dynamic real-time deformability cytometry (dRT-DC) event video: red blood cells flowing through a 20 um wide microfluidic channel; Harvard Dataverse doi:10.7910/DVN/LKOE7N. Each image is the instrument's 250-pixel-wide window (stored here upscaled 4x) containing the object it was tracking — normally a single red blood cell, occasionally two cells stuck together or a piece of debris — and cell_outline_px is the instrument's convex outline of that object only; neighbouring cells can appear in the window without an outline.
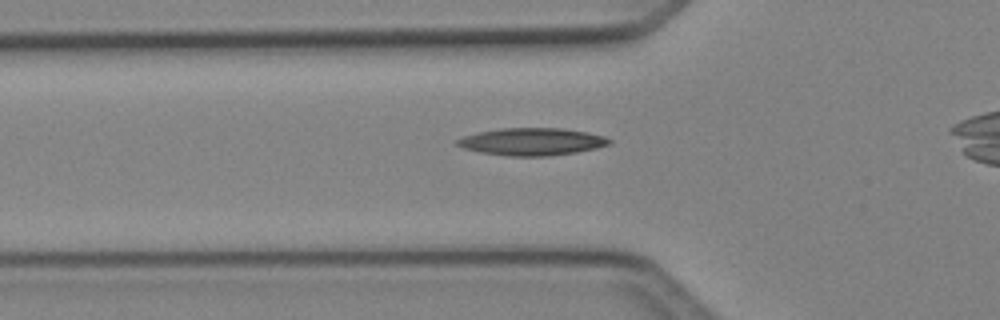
{"species": "Egyptian fruit bat (a non-hibernating species)", "species_latin": "Rousettus aegyptiacus", "temperature_condition": "cold", "stored_images_in_passage": 37, "camera_frame_rate_fps": 3000, "um_per_image_px": 0.085, "animal": {"sex": "female"}, "frame": {"image": 1, "passage_image": 11, "time_ms": 3.333, "image_size_px": [1000, 320], "cell_outline_px": [[612, 144], [596, 148], [576, 152], [548, 156], [508, 156], [480, 152], [464, 148], [456, 144], [456, 140], [464, 136], [476, 132], [500, 128], [560, 128], [588, 132], [604, 136], [612, 140]], "centroid_in_image_um": [45.23, 12.04], "position_along_channel_um": 80.6, "area_um2": 24.33}}
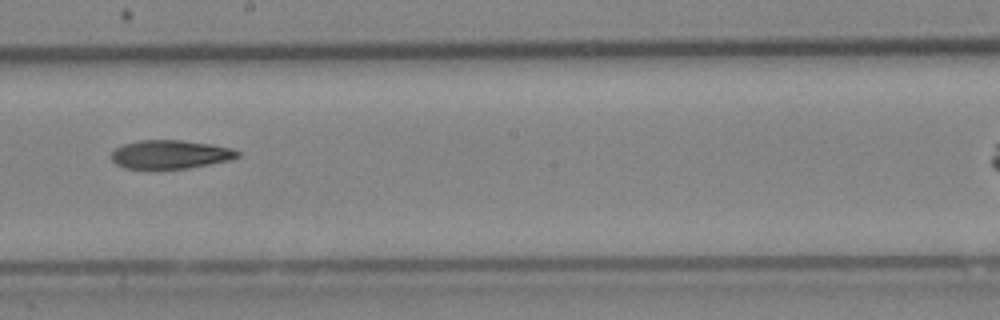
{"frame": {"image": 2, "passage_image": 22, "time_ms": 7.0, "image_size_px": [1000, 320], "cell_outline_px": [[240, 156], [232, 160], [188, 168], [124, 168], [116, 164], [112, 160], [112, 152], [116, 148], [124, 144], [140, 140], [184, 140], [212, 144], [232, 148], [240, 152]], "centroid_in_image_um": [14.52, 13.11], "position_along_channel_um": 233.7, "area_um2": 21.04}}
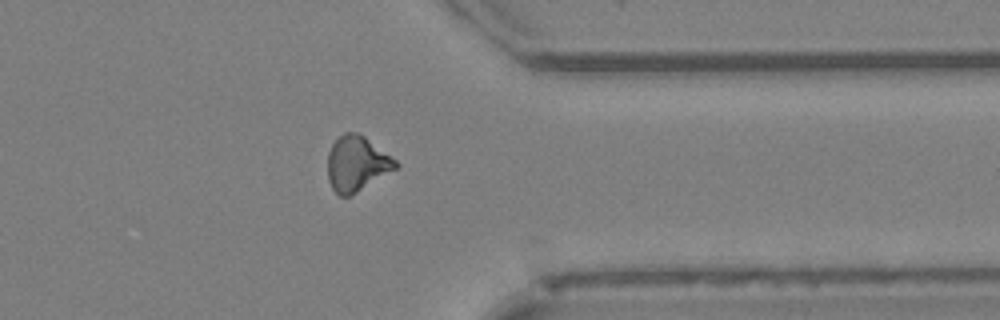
{"frame": {"image": 3, "passage_image": 33, "time_ms": 10.667, "image_size_px": [1000, 320], "cell_outline_px": [[400, 164], [396, 168], [356, 192], [348, 196], [340, 196], [332, 188], [328, 180], [328, 152], [332, 144], [344, 132], [360, 132], [396, 160]], "centroid_in_image_um": [30.31, 13.88], "position_along_channel_um": 381.1, "area_um2": 21.62}}